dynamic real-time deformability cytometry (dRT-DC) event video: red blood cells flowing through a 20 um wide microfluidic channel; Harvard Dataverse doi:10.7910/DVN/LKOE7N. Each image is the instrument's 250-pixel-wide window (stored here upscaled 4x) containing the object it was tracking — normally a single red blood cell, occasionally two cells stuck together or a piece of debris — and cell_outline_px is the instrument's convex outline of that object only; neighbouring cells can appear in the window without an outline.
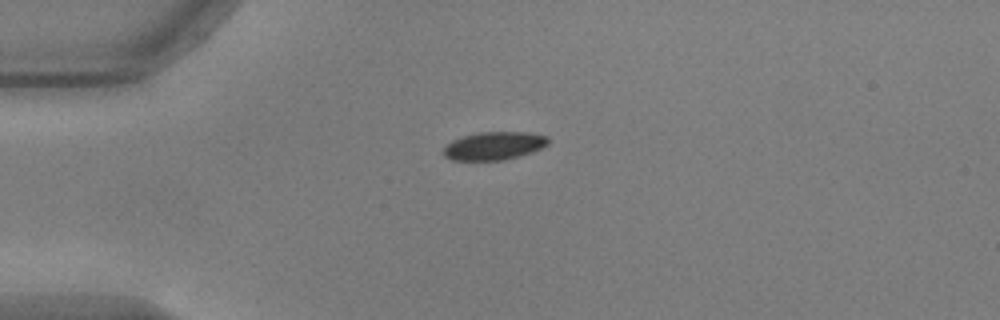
{"species": "common noctule bat (a hibernating species)", "species_latin": "Nyctalus noctula", "temperature_condition": "warm", "stored_images_in_passage": 42, "camera_frame_rate_fps": 3000, "um_per_image_px": 0.085, "animal": {"sex": "male", "body_mass_g": 17.9, "forearm_length_mm": 54.2}, "frame": {"image": 1, "passage_image": 1, "time_ms": 0.0, "image_size_px": [1000, 320], "cell_outline_px": [[548, 144], [532, 152], [504, 160], [452, 160], [444, 156], [444, 148], [452, 140], [464, 136], [480, 132], [528, 132], [548, 136]], "centroid_in_image_um": [42.0, 12.39], "position_along_channel_um": 43.0, "area_um2": 16.99}}
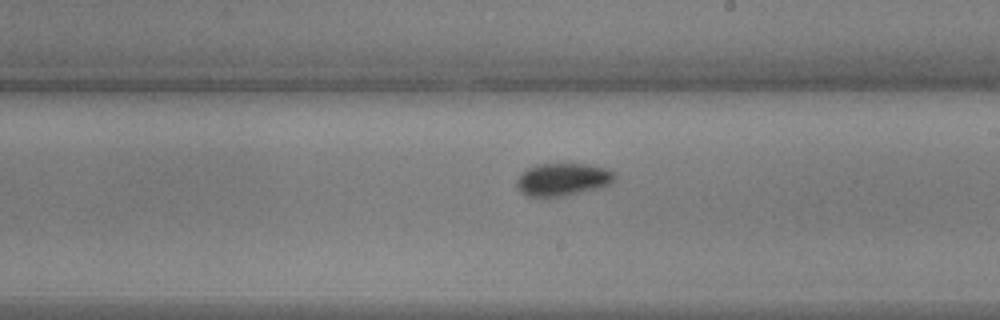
{"frame": {"image": 2, "passage_image": 19, "time_ms": 6.0, "image_size_px": [1000, 320], "cell_outline_px": [[616, 176], [612, 184], [604, 188], [544, 200], [528, 196], [520, 192], [516, 188], [516, 180], [528, 168], [536, 164], [592, 164], [608, 168], [616, 172]], "centroid_in_image_um": [47.88, 15.29], "position_along_channel_um": 241.1, "area_um2": 19.59}}
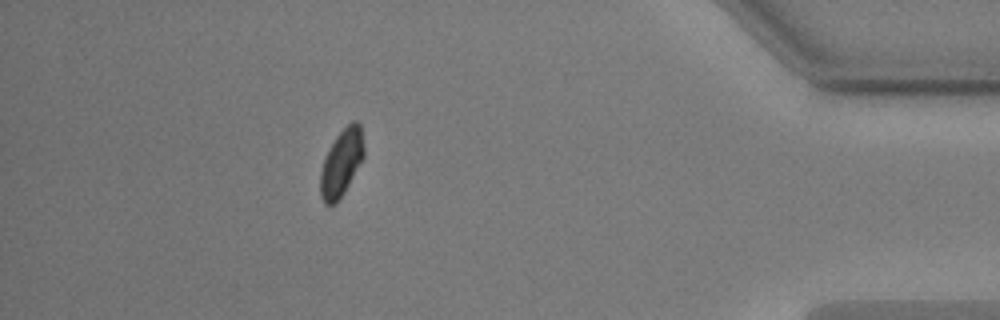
{"frame": {"image": 3, "passage_image": 36, "time_ms": 11.667, "image_size_px": [1000, 320], "cell_outline_px": [[364, 156], [344, 192], [336, 204], [324, 204], [320, 196], [320, 172], [328, 148], [336, 136], [352, 120], [356, 120], [360, 124], [364, 148]], "centroid_in_image_um": [29.01, 13.83], "position_along_channel_um": 406.2, "area_um2": 16.88}, "authors_computed_cell_mechanics": {"area_um2": 17.918, "velocity_mm_per_s": 3.7072, "shape_relaxation_time_tau1_ms": 2.7707, "shape_relaxation_time_tau2_ms": null, "deformation_change_tau1": 0.088, "deformation_change_tau2": null}}